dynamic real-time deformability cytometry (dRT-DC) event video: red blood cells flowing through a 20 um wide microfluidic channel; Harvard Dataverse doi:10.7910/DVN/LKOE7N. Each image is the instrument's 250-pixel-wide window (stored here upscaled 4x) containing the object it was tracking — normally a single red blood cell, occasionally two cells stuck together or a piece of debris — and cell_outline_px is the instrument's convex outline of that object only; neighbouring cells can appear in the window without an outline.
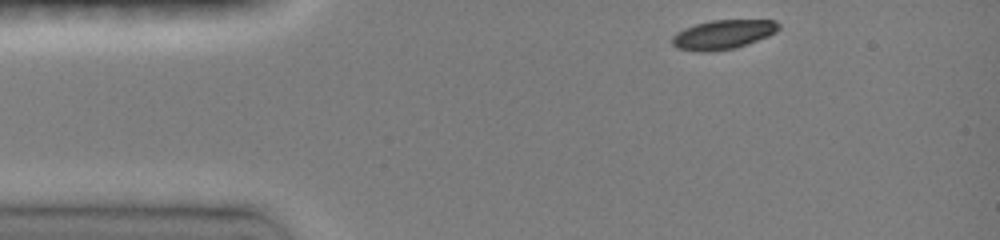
{"species": "common noctule bat (a hibernating species)", "species_latin": "Nyctalus noctula", "temperature_condition": "room temperature", "stored_images_in_passage": 76, "camera_frame_rate_fps": 3000, "um_per_image_px": 0.085, "animal": {"sex": "female", "body_mass_g": 19.0, "forearm_length_mm": 51.5}, "frame": {"image": 1, "passage_image": 1, "time_ms": 0.0, "image_size_px": [1000, 240], "cell_outline_px": [[780, 28], [776, 32], [768, 36], [748, 44], [736, 48], [712, 52], [696, 52], [676, 48], [672, 44], [672, 36], [676, 32], [684, 28], [696, 24], [712, 20], [776, 20], [780, 24]], "centroid_in_image_um": [61.45, 2.95], "position_along_channel_um": 23.6, "area_um2": 18.44}}
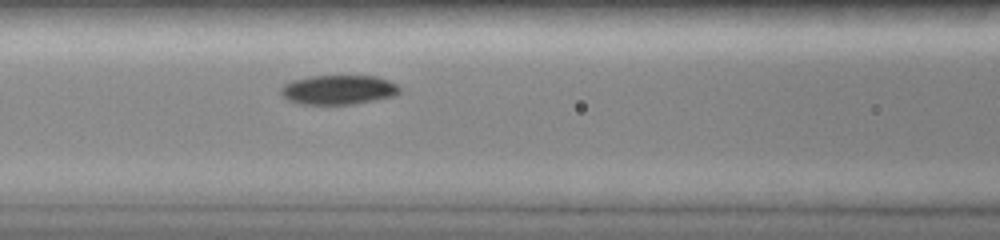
{"frame": {"image": 2, "passage_image": 20, "time_ms": 4.333, "image_size_px": [1000, 240], "cell_outline_px": [[400, 92], [396, 96], [356, 104], [300, 104], [288, 100], [280, 92], [280, 88], [284, 84], [292, 80], [308, 76], [376, 76], [388, 80], [396, 84], [400, 88]], "centroid_in_image_um": [28.78, 7.63], "position_along_channel_um": 137.8, "area_um2": 20.52}}
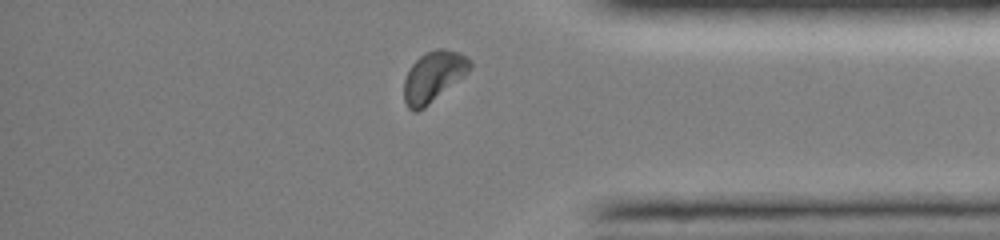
{"frame": {"image": 3, "passage_image": 65, "time_ms": 11.0, "image_size_px": [1000, 240], "cell_outline_px": [[472, 64], [468, 72], [464, 76], [424, 108], [416, 112], [412, 112], [408, 108], [404, 100], [404, 80], [408, 68], [424, 52], [436, 48], [444, 48], [456, 52], [472, 60]], "centroid_in_image_um": [36.82, 6.5], "position_along_channel_um": 398.4, "area_um2": 19.48}, "authors_computed_cell_mechanics": {"area_um2": 19.7098, "velocity_mm_per_s": 3.9917, "shape_relaxation_time_tau1_ms": 3.7295, "shape_relaxation_time_tau2_ms": null, "deformation_change_tau1": 0.1348, "deformation_change_tau2": null}}